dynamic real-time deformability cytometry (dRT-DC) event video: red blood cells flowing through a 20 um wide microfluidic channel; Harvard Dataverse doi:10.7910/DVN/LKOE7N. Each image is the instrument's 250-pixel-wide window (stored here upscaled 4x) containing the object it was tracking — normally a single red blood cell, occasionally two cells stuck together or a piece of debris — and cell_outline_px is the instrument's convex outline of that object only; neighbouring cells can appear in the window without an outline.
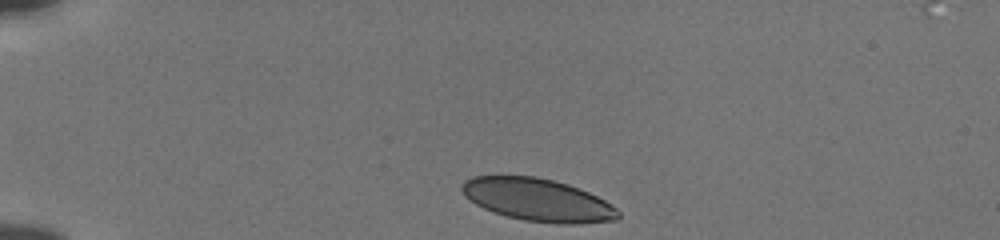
{"species": "human", "species_latin": "Homo sapiens", "temperature_condition": "cold", "stored_images_in_passage": 36, "camera_frame_rate_fps": 3000, "um_per_image_px": 0.085, "donor": {"sex": "male"}, "frame": {"image": 1, "passage_image": 1, "time_ms": 0.0, "image_size_px": [1000, 240], "cell_outline_px": [[620, 216], [616, 220], [580, 224], [556, 224], [524, 220], [508, 216], [484, 208], [476, 204], [464, 196], [460, 188], [464, 180], [472, 176], [536, 176], [568, 184], [580, 188], [604, 200], [616, 208], [620, 212]], "centroid_in_image_um": [45.71, 16.99], "position_along_channel_um": 39.3, "area_um2": 38.84}}
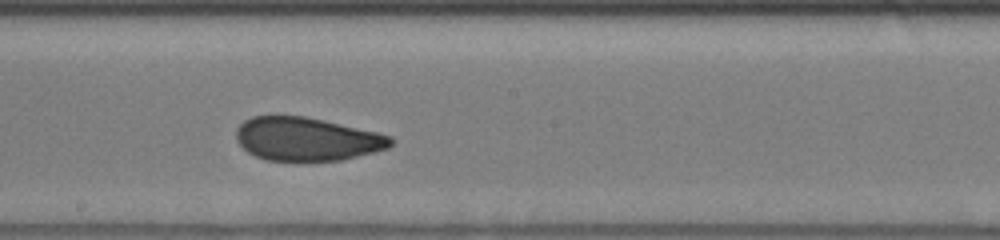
{"frame": {"image": 2, "passage_image": 20, "time_ms": 6.333, "image_size_px": [1000, 240], "cell_outline_px": [[392, 144], [388, 148], [340, 160], [268, 160], [256, 156], [248, 152], [236, 140], [236, 128], [244, 120], [252, 116], [304, 116], [324, 120], [376, 132], [392, 136]], "centroid_in_image_um": [26.05, 11.8], "position_along_channel_um": 222.2, "area_um2": 38.67}}
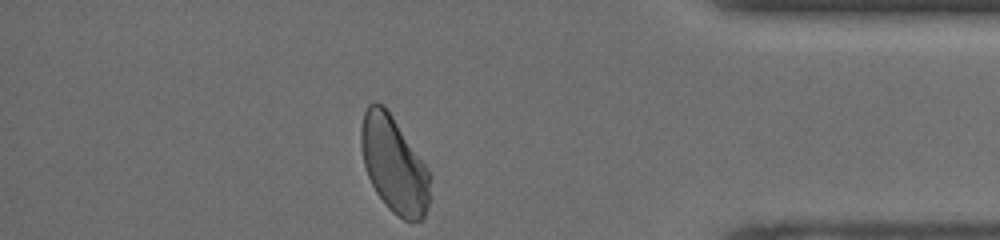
{"frame": {"image": 3, "passage_image": 36, "time_ms": 11.667, "image_size_px": [1000, 240], "cell_outline_px": [[428, 208], [424, 216], [420, 220], [404, 220], [392, 212], [388, 208], [376, 192], [368, 176], [364, 164], [360, 144], [360, 128], [364, 112], [368, 104], [376, 100], [384, 104], [424, 164], [428, 172]], "centroid_in_image_um": [33.43, 13.96], "position_along_channel_um": 401.8, "area_um2": 38.03}, "authors_computed_cell_mechanics": {"area_um2": 39.6797, "velocity_mm_per_s": 3.8129, "shape_relaxation_time_tau1_ms": 5.0672, "shape_relaxation_time_tau2_ms": 0.7754, "deformation_change_tau1": 0.1197, "deformation_change_tau2": 0.0716}}